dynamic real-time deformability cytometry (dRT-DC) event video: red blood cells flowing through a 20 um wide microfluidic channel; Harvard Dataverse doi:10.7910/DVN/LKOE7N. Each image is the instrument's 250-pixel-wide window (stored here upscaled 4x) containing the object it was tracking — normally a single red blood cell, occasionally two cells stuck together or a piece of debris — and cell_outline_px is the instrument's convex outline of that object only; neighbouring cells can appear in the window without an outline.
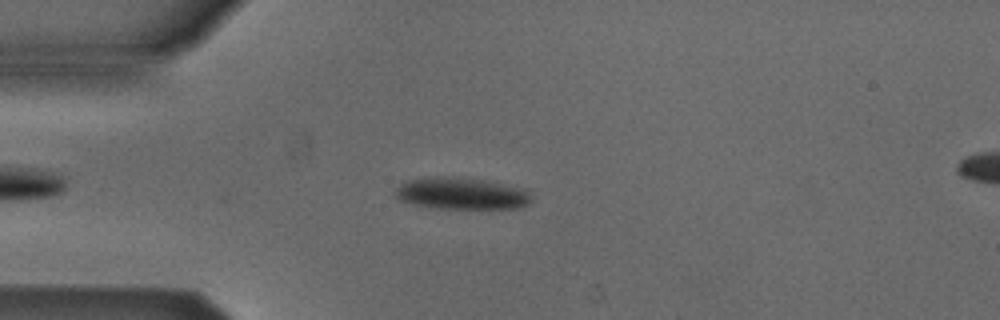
{"species": "Egyptian fruit bat (a non-hibernating species)", "species_latin": "Rousettus aegyptiacus", "temperature_condition": "cold", "stored_images_in_passage": 8, "camera_frame_rate_fps": 3000, "um_per_image_px": 0.085, "animal": {"sex": "male"}, "frame": {"image": 1, "passage_image": 8, "time_ms": 2.333, "image_size_px": [1000, 320], "cell_outline_px": [[532, 200], [528, 204], [520, 208], [436, 208], [412, 204], [400, 200], [392, 192], [400, 184], [408, 180], [436, 176], [452, 176], [480, 180], [520, 188], [528, 192], [532, 196]], "centroid_in_image_um": [39.17, 16.45], "position_along_channel_um": 45.8, "area_um2": 25.03}}